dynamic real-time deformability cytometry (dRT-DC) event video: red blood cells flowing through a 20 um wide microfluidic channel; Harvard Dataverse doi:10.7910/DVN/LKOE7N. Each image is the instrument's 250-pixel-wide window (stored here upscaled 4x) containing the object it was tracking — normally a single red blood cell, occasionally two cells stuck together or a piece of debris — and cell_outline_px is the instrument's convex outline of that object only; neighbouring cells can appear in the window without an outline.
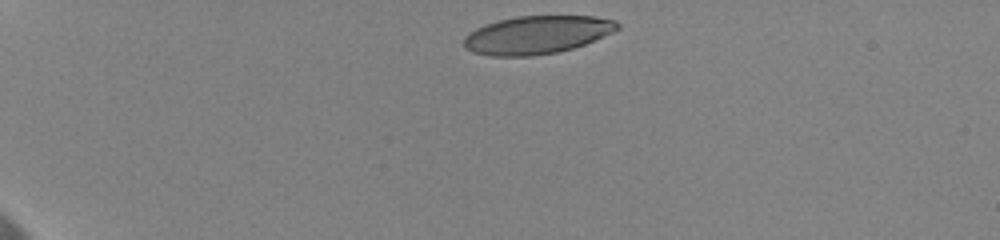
{"species": "human", "species_latin": "Homo sapiens", "temperature_condition": "cold", "stored_images_in_passage": 10, "camera_frame_rate_fps": 3000, "um_per_image_px": 0.085, "donor": {"sex": "female"}, "frame": {"image": 1, "passage_image": 1, "time_ms": 0.0, "image_size_px": [1000, 240], "cell_outline_px": [[620, 28], [612, 32], [584, 44], [572, 48], [556, 52], [532, 56], [492, 56], [472, 52], [464, 48], [464, 36], [468, 32], [484, 24], [516, 16], [596, 16], [616, 20], [620, 24]], "centroid_in_image_um": [45.61, 2.95], "position_along_channel_um": 39.4, "area_um2": 34.1}}
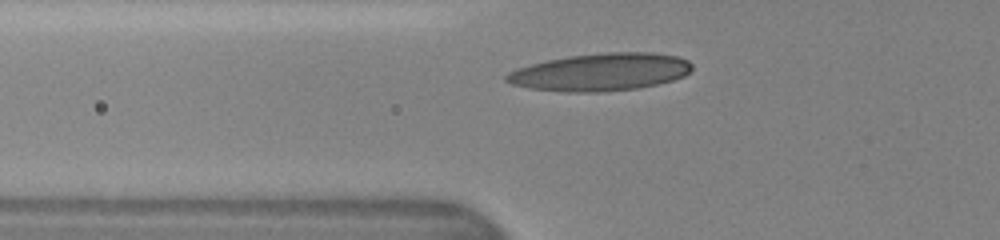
{"frame": {"image": 2, "passage_image": 8, "time_ms": 3.0, "image_size_px": [1000, 240], "cell_outline_px": [[692, 68], [684, 76], [672, 80], [656, 84], [636, 88], [600, 92], [564, 92], [528, 88], [512, 84], [504, 80], [504, 76], [508, 72], [516, 68], [548, 60], [568, 56], [604, 52], [652, 52], [676, 56], [688, 60], [692, 64]], "centroid_in_image_um": [51.02, 6.12], "position_along_channel_um": 74.8, "area_um2": 40.63}}